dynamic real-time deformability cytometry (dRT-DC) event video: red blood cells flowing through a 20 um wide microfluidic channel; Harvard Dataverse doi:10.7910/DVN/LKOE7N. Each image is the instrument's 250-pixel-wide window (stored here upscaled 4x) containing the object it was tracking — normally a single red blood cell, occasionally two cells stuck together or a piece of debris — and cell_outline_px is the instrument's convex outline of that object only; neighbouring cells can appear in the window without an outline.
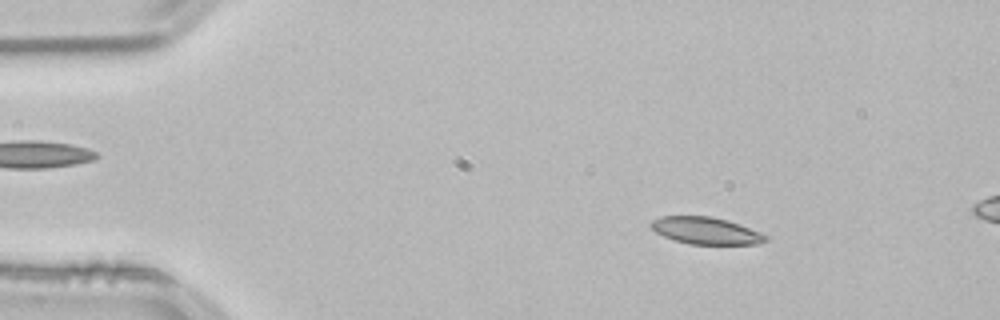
{"species": "common noctule bat (a hibernating species)", "species_latin": "Nyctalus noctula", "temperature_condition": "room temperature", "stored_images_in_passage": 12, "camera_frame_rate_fps": 3000, "um_per_image_px": 0.085, "animal": {"sex": "male", "body_mass_g": 21.5, "forearm_length_mm": 52.0}, "frame": {"image": 1, "passage_image": 7, "time_ms": 2.0, "image_size_px": [1000, 320], "cell_outline_px": [[768, 240], [760, 244], [688, 244], [664, 236], [656, 232], [648, 224], [652, 220], [660, 216], [712, 216], [728, 220], [740, 224], [760, 232], [768, 236]], "centroid_in_image_um": [60.01, 19.6], "position_along_channel_um": 25.0, "area_um2": 18.15}}